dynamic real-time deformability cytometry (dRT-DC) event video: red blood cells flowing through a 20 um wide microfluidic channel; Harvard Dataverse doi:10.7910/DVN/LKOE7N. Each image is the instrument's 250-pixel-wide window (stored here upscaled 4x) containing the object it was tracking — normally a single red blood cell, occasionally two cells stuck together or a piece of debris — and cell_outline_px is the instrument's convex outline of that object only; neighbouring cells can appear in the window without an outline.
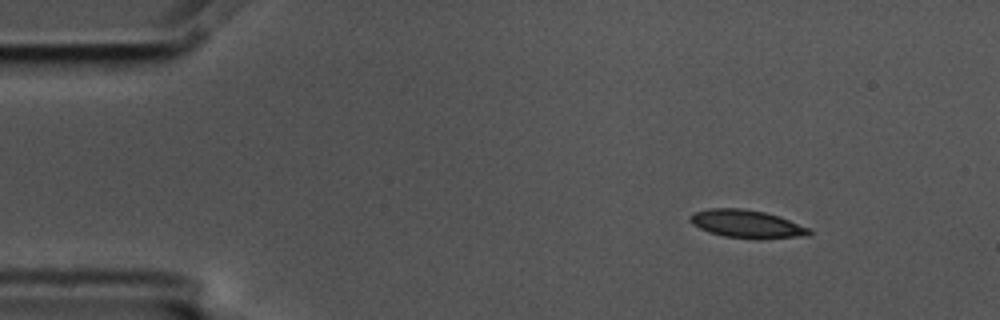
{"species": "common noctule bat (a hibernating species)", "species_latin": "Nyctalus noctula", "temperature_condition": "cold", "stored_images_in_passage": 4, "camera_frame_rate_fps": 3000, "um_per_image_px": 0.085, "animal": {"sex": "male", "body_mass_g": 17.5, "forearm_length_mm": 52.3}, "frame": {"image": 1, "passage_image": 1, "time_ms": 0.0, "image_size_px": [1000, 320], "cell_outline_px": [[812, 232], [808, 236], [756, 240], [724, 236], [708, 232], [692, 224], [688, 220], [688, 216], [692, 212], [708, 208], [744, 208], [764, 212], [780, 216], [808, 228]], "centroid_in_image_um": [63.44, 19.04], "position_along_channel_um": 21.6, "area_um2": 19.83}}
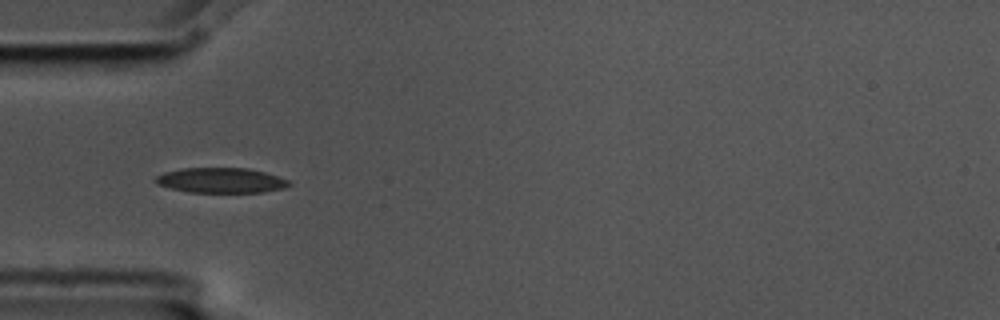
{"frame": {"image": 2, "passage_image": 3, "time_ms": 0.667, "image_size_px": [1000, 320], "cell_outline_px": [[292, 184], [284, 188], [264, 192], [188, 192], [168, 188], [156, 184], [156, 176], [164, 172], [180, 168], [248, 168], [264, 172], [288, 180]], "centroid_in_image_um": [18.75, 15.33], "position_along_channel_um": 66.2, "area_um2": 19.54}}